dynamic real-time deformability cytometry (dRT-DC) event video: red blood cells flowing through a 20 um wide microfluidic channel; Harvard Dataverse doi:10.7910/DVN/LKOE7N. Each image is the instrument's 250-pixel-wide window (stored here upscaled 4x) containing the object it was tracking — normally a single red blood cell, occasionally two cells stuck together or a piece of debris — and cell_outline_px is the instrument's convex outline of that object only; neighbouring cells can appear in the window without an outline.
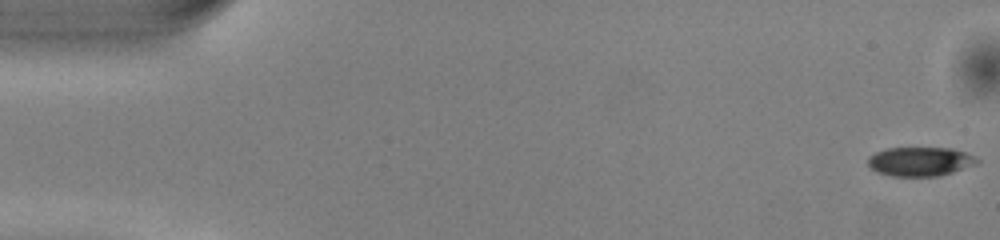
{"species": "common noctule bat (a hibernating species)", "species_latin": "Nyctalus noctula", "temperature_condition": "warm", "stored_images_in_passage": 51, "camera_frame_rate_fps": 3000, "um_per_image_px": 0.085, "animal": {"sex": "male", "body_mass_g": 13.0, "forearm_length_mm": 53.1}, "frame": {"image": 1, "passage_image": 1, "time_ms": 0.0, "image_size_px": [1000, 240], "cell_outline_px": [[980, 160], [976, 164], [940, 176], [892, 176], [876, 172], [868, 164], [868, 156], [876, 152], [888, 148], [952, 148], [964, 152]], "centroid_in_image_um": [78.19, 13.73], "position_along_channel_um": 6.8, "area_um2": 18.38}}
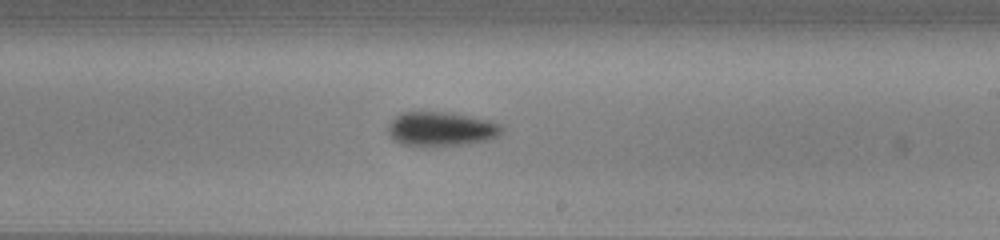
{"frame": {"image": 2, "passage_image": 30, "time_ms": 9.667, "image_size_px": [1000, 240], "cell_outline_px": [[504, 128], [496, 136], [488, 140], [464, 144], [404, 144], [396, 140], [388, 132], [388, 124], [400, 112], [448, 112], [492, 120], [500, 124]], "centroid_in_image_um": [37.53, 10.92], "position_along_channel_um": 251.5, "area_um2": 22.08}}
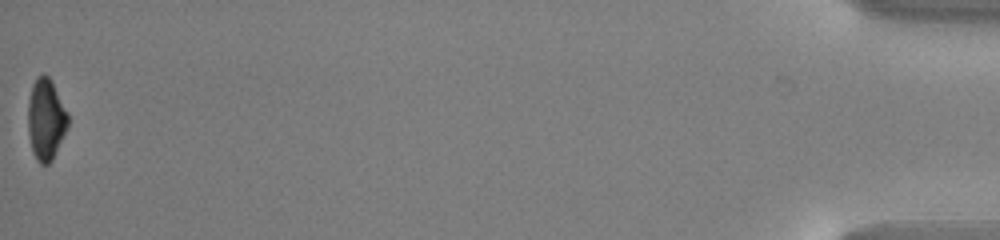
{"frame": {"image": 3, "passage_image": 51, "time_ms": 16.667, "image_size_px": [1000, 240], "cell_outline_px": [[68, 124], [52, 160], [48, 164], [40, 164], [36, 160], [32, 152], [28, 132], [28, 100], [32, 84], [36, 76], [44, 72], [52, 80], [68, 112]], "centroid_in_image_um": [3.88, 10.1], "position_along_channel_um": 431.3, "area_um2": 19.13}, "authors_computed_cell_mechanics": {"area_um2": 20.5768, "velocity_mm_per_s": 4.0674, "shape_relaxation_time_tau1_ms": 1.9574, "shape_relaxation_time_tau2_ms": null, "deformation_change_tau1": 0.1494, "deformation_change_tau2": null}}